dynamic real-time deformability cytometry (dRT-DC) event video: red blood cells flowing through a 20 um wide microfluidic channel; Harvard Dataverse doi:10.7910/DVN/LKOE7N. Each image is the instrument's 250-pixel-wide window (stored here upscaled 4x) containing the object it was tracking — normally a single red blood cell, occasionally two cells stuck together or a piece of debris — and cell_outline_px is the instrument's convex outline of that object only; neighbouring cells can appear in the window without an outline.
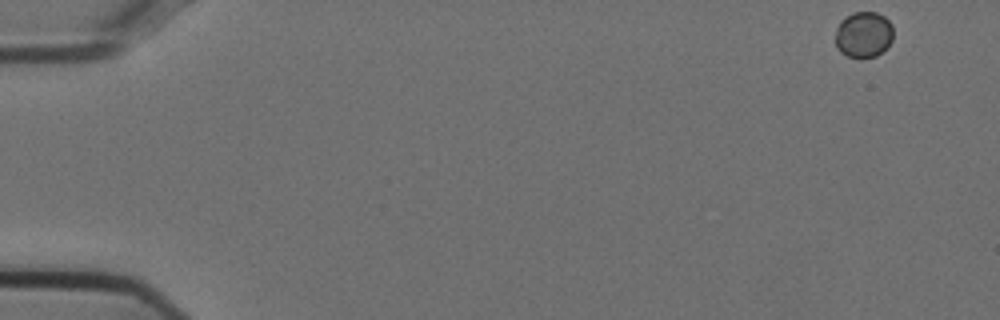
{"species": "Egyptian fruit bat (a non-hibernating species)", "species_latin": "Rousettus aegyptiacus", "temperature_condition": "cold", "stored_images_in_passage": 53, "camera_frame_rate_fps": 3000, "um_per_image_px": 0.085, "animal": {"sex": "female"}, "frame": {"image": 1, "passage_image": 1, "time_ms": 0.0, "image_size_px": [1000, 320], "cell_outline_px": [[892, 40], [876, 56], [848, 56], [840, 52], [836, 48], [836, 28], [840, 20], [852, 12], [876, 12], [884, 16], [892, 24]], "centroid_in_image_um": [73.38, 2.9], "position_along_channel_um": 11.6, "area_um2": 15.32}}
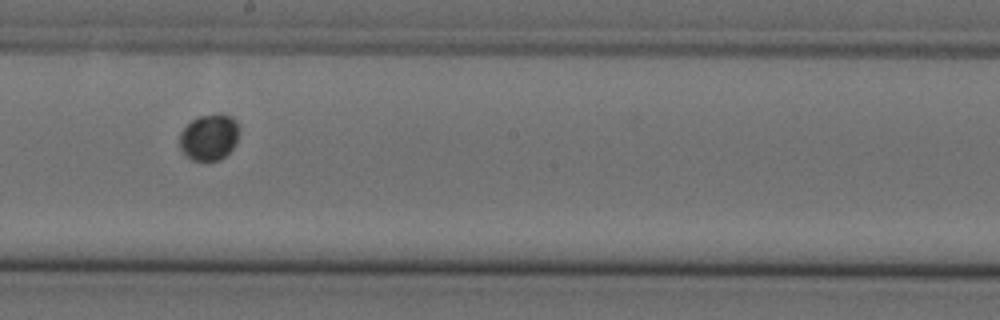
{"frame": {"image": 2, "passage_image": 30, "time_ms": 9.667, "image_size_px": [1000, 320], "cell_outline_px": [[240, 132], [236, 144], [220, 160], [192, 160], [180, 148], [180, 132], [196, 116], [216, 112], [220, 112], [232, 116], [236, 120], [240, 128]], "centroid_in_image_um": [17.82, 11.6], "position_along_channel_um": 230.4, "area_um2": 16.36}}
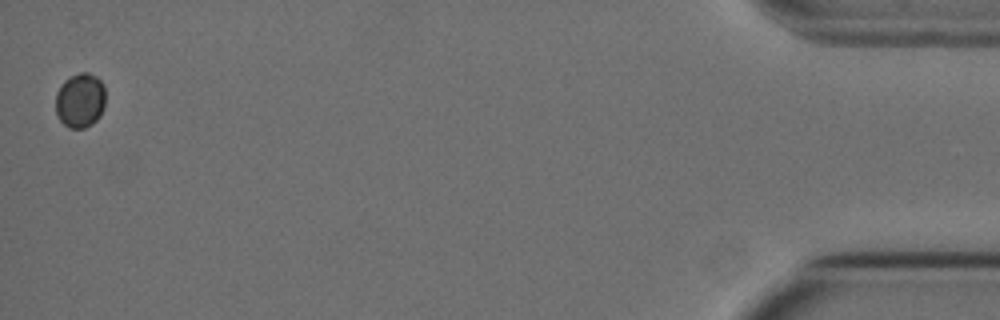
{"frame": {"image": 3, "passage_image": 53, "time_ms": 17.333, "image_size_px": [1000, 320], "cell_outline_px": [[104, 108], [100, 116], [92, 124], [84, 128], [68, 128], [56, 116], [56, 92], [60, 84], [64, 80], [80, 72], [88, 72], [96, 76], [104, 84]], "centroid_in_image_um": [6.8, 8.53], "position_along_channel_um": 428.4, "area_um2": 16.07}}